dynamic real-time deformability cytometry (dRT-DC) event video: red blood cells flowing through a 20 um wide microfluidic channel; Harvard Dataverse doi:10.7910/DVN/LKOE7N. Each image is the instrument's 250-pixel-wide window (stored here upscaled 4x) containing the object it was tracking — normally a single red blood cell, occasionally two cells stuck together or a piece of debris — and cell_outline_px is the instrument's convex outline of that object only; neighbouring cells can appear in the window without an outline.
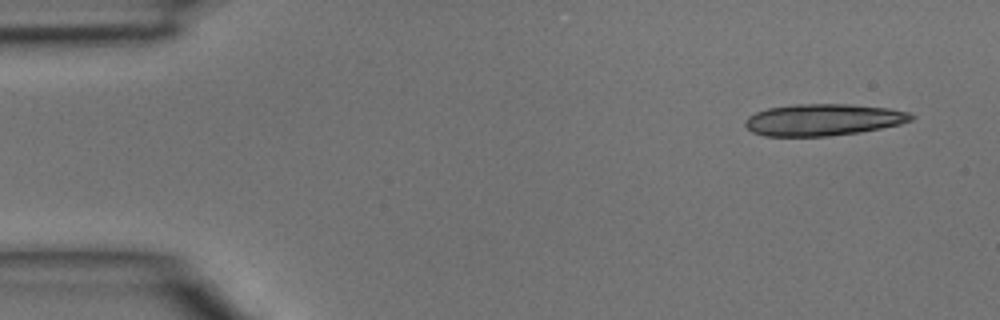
{"species": "common noctule bat (a hibernating species)", "species_latin": "Nyctalus noctula", "temperature_condition": "room temperature", "stored_images_in_passage": 4, "segment_of_instrument_passage": [2, 2], "camera_frame_rate_fps": 3000, "um_per_image_px": 0.085, "animal": {"sex": "male", "body_mass_g": 15.6}, "frame": {"image": 1, "passage_image": 4, "time_ms": 1.0, "image_size_px": [1000, 320], "cell_outline_px": [[916, 116], [912, 120], [900, 124], [860, 132], [828, 136], [764, 136], [752, 132], [744, 124], [744, 120], [748, 116], [756, 112], [768, 108], [796, 104], [852, 104], [888, 108], [912, 112]], "centroid_in_image_um": [69.99, 10.17], "position_along_channel_um": 15.0, "area_um2": 30.87}}